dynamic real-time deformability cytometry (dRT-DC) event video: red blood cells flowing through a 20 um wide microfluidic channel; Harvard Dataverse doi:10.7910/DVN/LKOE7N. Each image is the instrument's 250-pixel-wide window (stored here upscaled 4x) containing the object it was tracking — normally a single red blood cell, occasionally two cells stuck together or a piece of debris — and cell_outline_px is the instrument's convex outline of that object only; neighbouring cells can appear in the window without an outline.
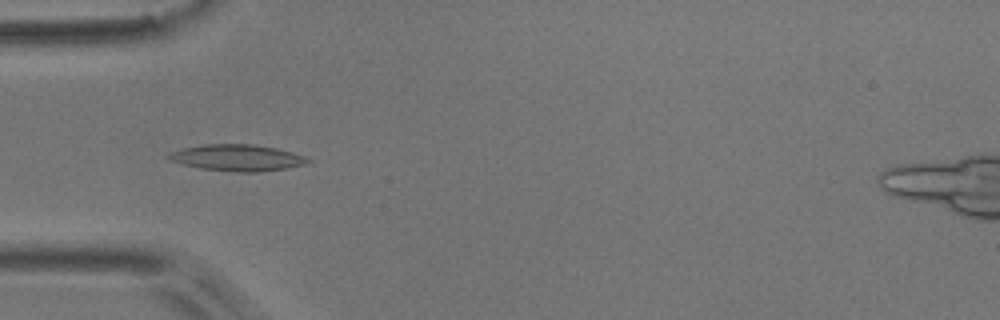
{"species": "common noctule bat (a hibernating species)", "species_latin": "Nyctalus noctula", "temperature_condition": "room temperature", "stored_images_in_passage": 8, "camera_frame_rate_fps": 3000, "um_per_image_px": 0.085, "animal": {"sex": "male", "body_mass_g": 17.9}, "frame": {"image": 1, "passage_image": 4, "time_ms": 1.0, "image_size_px": [1000, 320], "cell_outline_px": [[312, 160], [304, 164], [288, 168], [260, 172], [240, 172], [200, 168], [168, 160], [164, 156], [168, 152], [184, 148], [204, 144], [252, 144], [276, 148], [292, 152], [304, 156]], "centroid_in_image_um": [20.14, 13.4], "position_along_channel_um": 64.9, "area_um2": 21.44}}
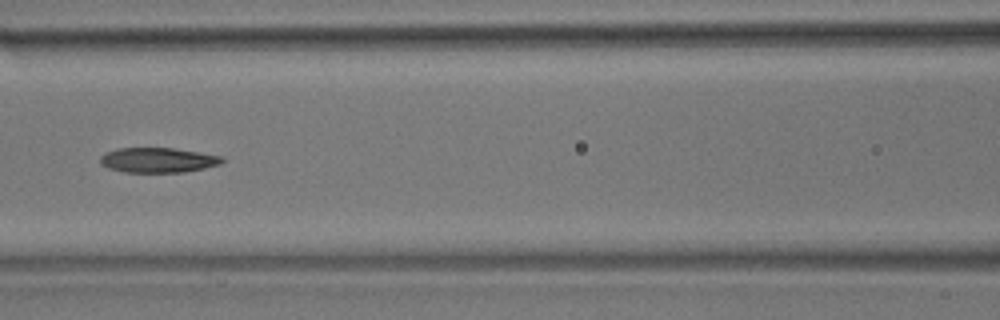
{"frame": {"image": 2, "passage_image": 6, "time_ms": 1.667, "image_size_px": [1000, 320], "cell_outline_px": [[224, 160], [220, 164], [204, 168], [184, 172], [124, 172], [108, 168], [100, 164], [100, 156], [104, 152], [116, 148], [172, 148], [224, 156]], "centroid_in_image_um": [13.39, 13.6], "position_along_channel_um": 153.2, "area_um2": 17.8}}
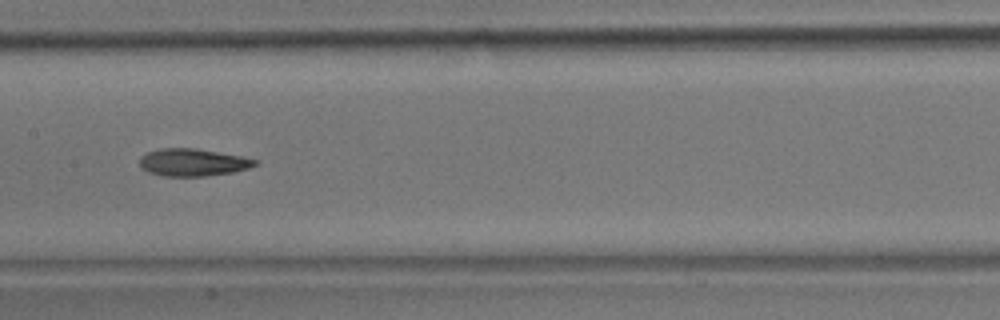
{"frame": {"image": 3, "passage_image": 7, "time_ms": 2.0, "image_size_px": [1000, 320], "cell_outline_px": [[260, 164], [248, 168], [232, 172], [204, 176], [160, 176], [148, 172], [140, 168], [140, 156], [148, 152], [160, 148], [196, 148], [240, 156], [260, 160]], "centroid_in_image_um": [16.38, 13.8], "position_along_channel_um": 191.0, "area_um2": 18.55}}